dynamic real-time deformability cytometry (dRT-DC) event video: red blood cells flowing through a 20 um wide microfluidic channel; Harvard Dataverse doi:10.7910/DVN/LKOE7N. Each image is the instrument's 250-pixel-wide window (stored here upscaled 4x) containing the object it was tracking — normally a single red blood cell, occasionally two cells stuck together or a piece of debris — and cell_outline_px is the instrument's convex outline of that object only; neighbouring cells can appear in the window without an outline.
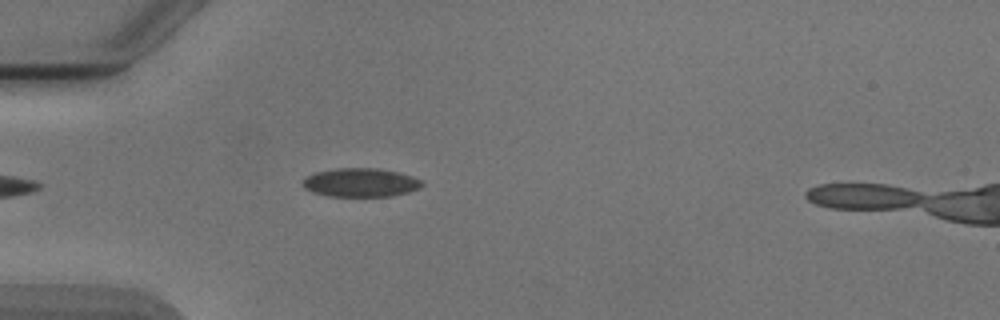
{"species": "Egyptian fruit bat (a non-hibernating species)", "species_latin": "Rousettus aegyptiacus", "temperature_condition": "cold", "stored_images_in_passage": 1, "camera_frame_rate_fps": 3000, "um_per_image_px": 0.085, "animal": {"sex": "male"}, "frame": {"image": 1, "passage_image": 1, "time_ms": 0.0, "image_size_px": [1000, 320], "cell_outline_px": [[424, 184], [420, 188], [408, 192], [392, 196], [328, 196], [312, 192], [304, 188], [304, 180], [308, 176], [316, 172], [340, 168], [376, 168], [396, 172], [412, 176], [420, 180]], "centroid_in_image_um": [30.67, 15.52], "position_along_channel_um": 54.3, "area_um2": 19.71}}